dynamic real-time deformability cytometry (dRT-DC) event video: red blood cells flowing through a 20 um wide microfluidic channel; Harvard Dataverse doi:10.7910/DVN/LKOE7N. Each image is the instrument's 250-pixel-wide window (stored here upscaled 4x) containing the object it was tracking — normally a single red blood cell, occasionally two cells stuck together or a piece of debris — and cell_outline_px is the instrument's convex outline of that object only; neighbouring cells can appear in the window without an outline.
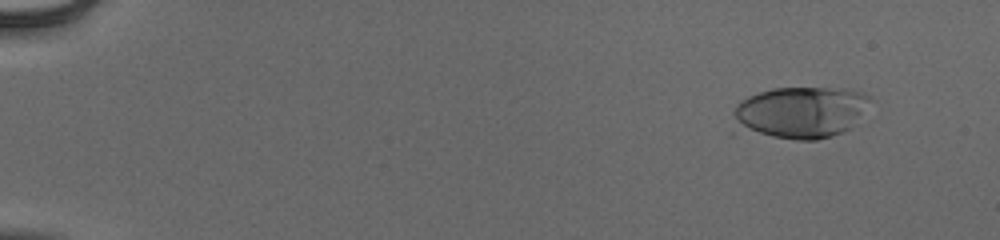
{"species": "human", "species_latin": "Homo sapiens", "temperature_condition": "cold", "stored_images_in_passage": 55, "camera_frame_rate_fps": 3000, "um_per_image_px": 0.085, "donor": {"sex": "male"}, "frame": {"image": 1, "passage_image": 6, "time_ms": 1.667, "image_size_px": [1000, 240], "cell_outline_px": [[868, 96], [860, 120], [856, 124], [844, 132], [832, 136], [816, 140], [796, 140], [732, 136], [728, 132], [736, 104], [740, 100], [748, 96], [772, 88], [848, 88], [860, 92]], "centroid_in_image_um": [67.8, 9.64], "position_along_channel_um": 17.2, "area_um2": 43.41}}
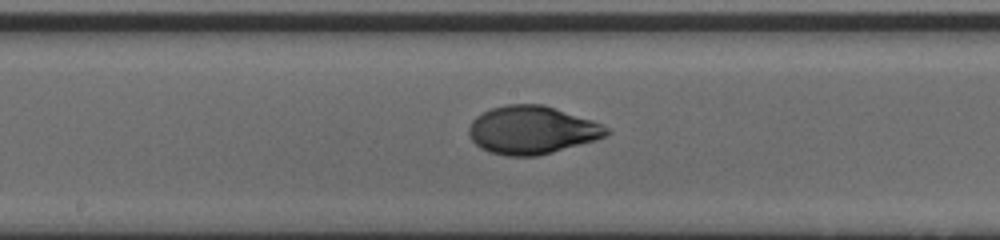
{"frame": {"image": 2, "passage_image": 32, "time_ms": 10.333, "image_size_px": [1000, 240], "cell_outline_px": [[612, 132], [596, 140], [540, 156], [504, 156], [488, 152], [480, 148], [468, 136], [468, 128], [472, 120], [476, 116], [492, 108], [504, 104], [544, 104], [592, 120], [612, 128]], "centroid_in_image_um": [45.22, 11.06], "position_along_channel_um": 203.0, "area_um2": 39.02}}
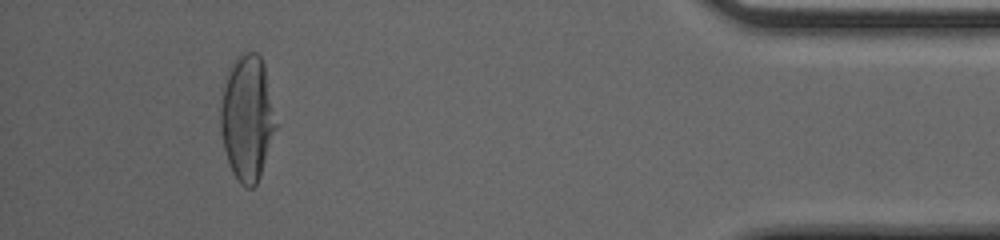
{"frame": {"image": 3, "passage_image": 52, "time_ms": 17.0, "image_size_px": [1000, 240], "cell_outline_px": [[276, 128], [260, 176], [256, 184], [252, 188], [244, 188], [240, 184], [232, 172], [228, 164], [220, 132], [220, 88], [232, 60], [240, 52], [256, 52], [260, 56], [264, 64], [276, 124]], "centroid_in_image_um": [20.96, 9.99], "position_along_channel_um": 414.2, "area_um2": 40.98}, "authors_computed_cell_mechanics": {"area_um2": 38.3214, "velocity_mm_per_s": 3.9082, "shape_relaxation_time_tau1_ms": 3.7237, "shape_relaxation_time_tau2_ms": 0.6867, "deformation_change_tau1": 0.2121, "deformation_change_tau2": 0.0414}}